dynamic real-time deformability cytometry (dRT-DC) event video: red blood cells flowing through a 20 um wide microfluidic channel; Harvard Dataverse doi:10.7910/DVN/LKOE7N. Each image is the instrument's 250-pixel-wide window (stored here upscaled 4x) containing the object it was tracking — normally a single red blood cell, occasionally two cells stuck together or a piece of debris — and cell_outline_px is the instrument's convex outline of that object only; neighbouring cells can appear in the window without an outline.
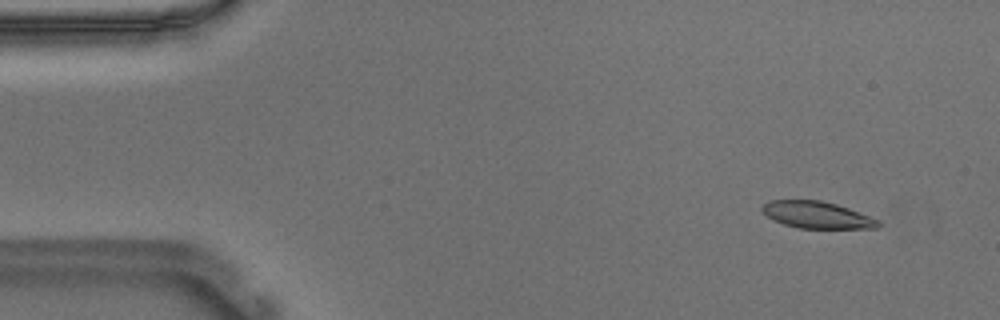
{"species": "Egyptian fruit bat (a non-hibernating species)", "species_latin": "Rousettus aegyptiacus", "temperature_condition": "warm", "stored_images_in_passage": 55, "camera_frame_rate_fps": 3000, "um_per_image_px": 0.085, "animal": {"sex": "male"}, "frame": {"image": 1, "passage_image": 5, "time_ms": 1.333, "image_size_px": [1000, 320], "cell_outline_px": [[880, 228], [800, 228], [784, 224], [772, 220], [760, 208], [768, 200], [820, 200], [836, 204], [848, 208], [880, 220]], "centroid_in_image_um": [69.44, 18.26], "position_along_channel_um": 15.6, "area_um2": 18.09}}
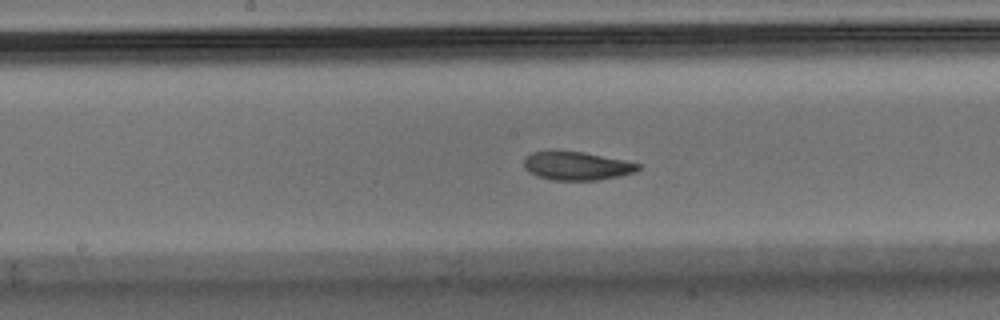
{"frame": {"image": 2, "passage_image": 28, "time_ms": 9.0, "image_size_px": [1000, 320], "cell_outline_px": [[640, 168], [636, 172], [620, 176], [596, 180], [552, 180], [536, 176], [528, 172], [524, 168], [524, 160], [532, 152], [584, 152], [624, 160], [640, 164]], "centroid_in_image_um": [49.04, 14.12], "position_along_channel_um": 199.2, "area_um2": 18.73}}
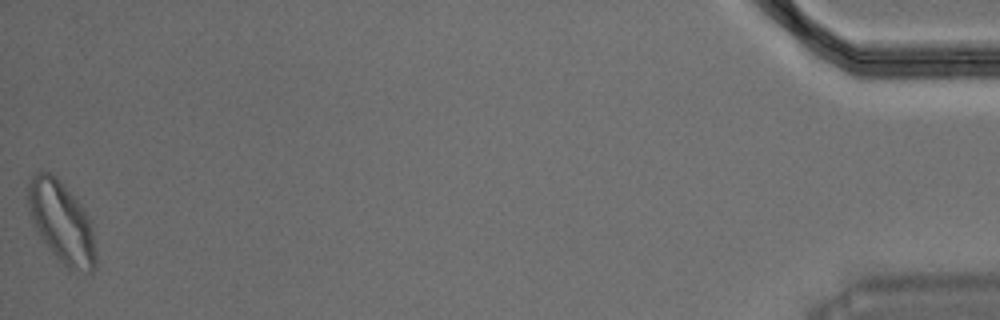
{"frame": {"image": 3, "passage_image": 55, "time_ms": 18.0, "image_size_px": [1000, 320], "cell_outline_px": [[96, 268], [92, 272], [88, 272], [68, 268], [52, 252], [40, 236], [32, 224], [28, 212], [28, 184], [32, 176], [36, 172], [48, 172], [56, 176], [76, 196], [88, 216], [92, 228], [96, 248]], "centroid_in_image_um": [5.24, 18.87], "position_along_channel_um": 430.0, "area_um2": 32.25}, "authors_computed_cell_mechanics": {"area_um2": 19.4208, "velocity_mm_per_s": 3.6646, "shape_relaxation_time_tau1_ms": 5.6494, "shape_relaxation_time_tau2_ms": 3.0842, "deformation_change_tau1": 0.1596, "deformation_change_tau2": 0.0967}}